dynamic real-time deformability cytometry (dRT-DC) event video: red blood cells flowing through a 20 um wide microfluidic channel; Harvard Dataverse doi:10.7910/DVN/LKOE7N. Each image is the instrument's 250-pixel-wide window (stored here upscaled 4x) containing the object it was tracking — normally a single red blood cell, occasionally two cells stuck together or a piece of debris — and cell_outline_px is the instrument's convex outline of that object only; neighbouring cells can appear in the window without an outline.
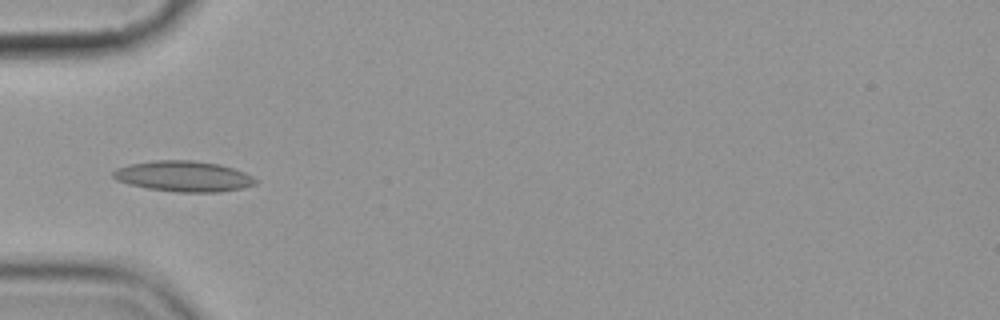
{"species": "common noctule bat (a hibernating species)", "species_latin": "Nyctalus noctula", "temperature_condition": "cold", "stored_images_in_passage": 8, "camera_frame_rate_fps": 3000, "um_per_image_px": 0.085, "animal": {"sex": "female", "body_mass_g": 19.9}, "frame": {"image": 1, "passage_image": 5, "time_ms": 4.667, "image_size_px": [1000, 320], "cell_outline_px": [[256, 184], [240, 188], [220, 192], [176, 192], [148, 188], [128, 184], [116, 180], [112, 176], [112, 172], [116, 168], [128, 164], [156, 160], [192, 160], [220, 164], [244, 172], [252, 176], [256, 180]], "centroid_in_image_um": [15.57, 14.98], "position_along_channel_um": 69.4, "area_um2": 25.43}}
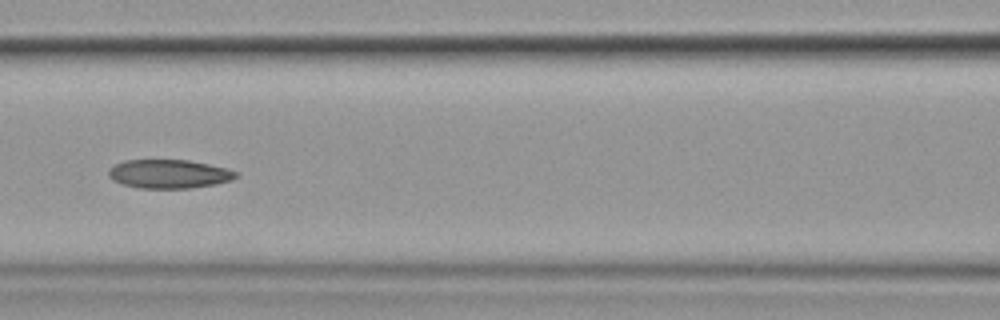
{"frame": {"image": 2, "passage_image": 7, "time_ms": 7.0, "image_size_px": [1000, 320], "cell_outline_px": [[236, 176], [232, 180], [216, 184], [188, 188], [140, 188], [124, 184], [112, 180], [108, 176], [108, 168], [124, 160], [188, 160], [208, 164], [224, 168], [236, 172]], "centroid_in_image_um": [14.32, 14.78], "position_along_channel_um": 152.3, "area_um2": 21.15}}
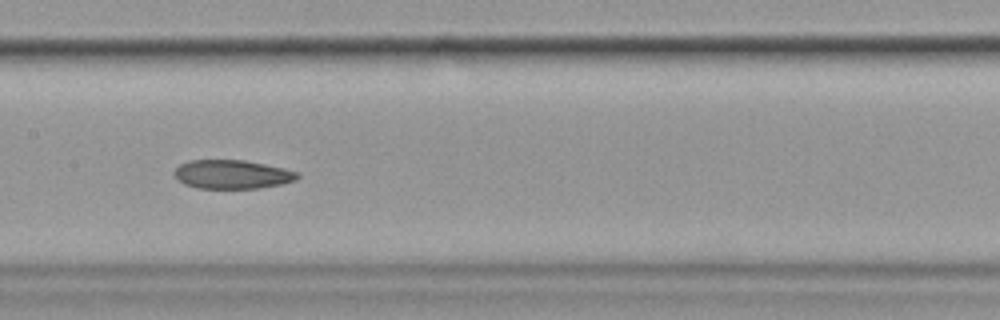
{"frame": {"image": 3, "passage_image": 8, "time_ms": 8.0, "image_size_px": [1000, 320], "cell_outline_px": [[300, 176], [296, 180], [280, 184], [260, 188], [196, 188], [184, 184], [172, 172], [180, 164], [188, 160], [244, 160], [284, 168], [296, 172]], "centroid_in_image_um": [19.71, 14.82], "position_along_channel_um": 187.7, "area_um2": 20.58}}